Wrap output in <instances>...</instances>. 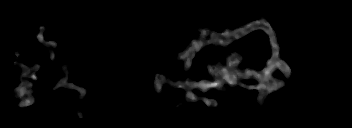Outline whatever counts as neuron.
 Wrapping results in <instances>:
<instances>
[{
  "mask_svg": "<svg viewBox=\"0 0 352 128\" xmlns=\"http://www.w3.org/2000/svg\"><path fill=\"white\" fill-rule=\"evenodd\" d=\"M189 24L191 26H193V30H196L193 33H198L200 32V29L197 28L194 25V22L192 20H189ZM45 24L41 25L39 27V33H37V38L38 40H40V42H42V44L47 47V49H49V54L48 56H50V59L53 58V52H51L52 47L56 46V41L52 40V41H45ZM255 30H263L269 40L270 43V50L271 53L273 54L272 59L267 60L266 61V65L264 66L262 72H256L254 70H251L249 68H245V70L240 71L239 69H236V65L240 64V62H243V57L237 52V51H233L232 54H228V53H224L223 57L225 56L227 59L226 65L225 66H221L220 65V59H217L216 62V66H209L207 69L208 73H213L214 67L215 69H219L221 71L219 72H214L212 76L213 81L210 82L208 81L209 79L204 77V80L202 81H195V80H191L189 82H184L183 81H179L178 84H176V81L174 80H169V74L172 71H168L166 73H163L161 76L158 75L157 71L154 72V77H155V91L156 92H162V88H164V85H162L160 82H157L156 80H158V78H160L159 80L162 81V79L166 78V81L169 82L173 87H177L179 89H183L188 87L190 90L186 95V99L190 102H204L207 106L206 107H217L218 103L215 100V98L212 99H207V98H202V97H197L196 94L194 93L193 90H200V91H205V90H213L218 92L217 90H222L225 93L230 94V91H227V86L224 85L225 83L234 86V87H239V85L237 84V79H242V78H247L248 80H253L256 79L259 82V85L257 86H250V85H244V88L246 89H254L255 91H268V92H273V91H278L280 88H283L285 86V83L278 80L277 78H274V76L272 75L273 71L276 70L277 68L280 69L282 71V73L286 76V78L289 80L291 78V69L290 67L281 60L280 56V48H279V44H278V38L275 35V30L272 27V24L270 23V21H268L265 18H261L259 20H252L249 21L248 23H246L245 26L241 25L237 28H235L233 31H229L228 28H225L224 33L222 34H215V33H210V37L208 38V40H206V35H208V31L202 30V35L200 37V39H204L203 44H211V43H216L217 46H225V43H230V42H237L238 39H240L243 36H247L254 33ZM193 44L191 46H188V48H185V50L187 49L192 56H196L197 53H199L200 51V47H201V43H199L196 39H192ZM179 49L174 48L173 50H171L170 53H176L175 56V60L173 61H177V60H182L184 62V66L183 68H187L190 69L192 67V62L190 61V59H188L186 57V55H184L183 53H178ZM22 54V51L19 49L16 50L15 54H14V60H13V64L14 66L17 65L18 62V58L19 56ZM53 60V59H51ZM38 65L37 63H33L32 67L28 68L27 66H21L19 65L18 69L20 71V77H19V86L13 90V95L17 98V99H22L21 101H19L18 103V107L22 108L25 106H31L34 103H36V100H34L33 96L25 98L26 95H28V93H33V91L31 92L30 86H33V83L30 82H26V80H28V78H32L34 80H37L38 76H37V69H38ZM66 79L67 76L63 75L62 79L57 80V84L55 85V87H53V90L57 91L59 89L60 86L64 85L67 88H70L72 90H76L78 92H80L81 97L79 98V100L81 101L83 96L87 93V88L85 89H80L79 86L76 85V83H67L66 84ZM29 84V85H28ZM32 84V85H31ZM24 97V98H22Z\"/></svg>",
  "mask_w": 352,
  "mask_h": 128,
  "instance_id": "2dd73e0c",
  "label": "neuron"
}]
</instances>
